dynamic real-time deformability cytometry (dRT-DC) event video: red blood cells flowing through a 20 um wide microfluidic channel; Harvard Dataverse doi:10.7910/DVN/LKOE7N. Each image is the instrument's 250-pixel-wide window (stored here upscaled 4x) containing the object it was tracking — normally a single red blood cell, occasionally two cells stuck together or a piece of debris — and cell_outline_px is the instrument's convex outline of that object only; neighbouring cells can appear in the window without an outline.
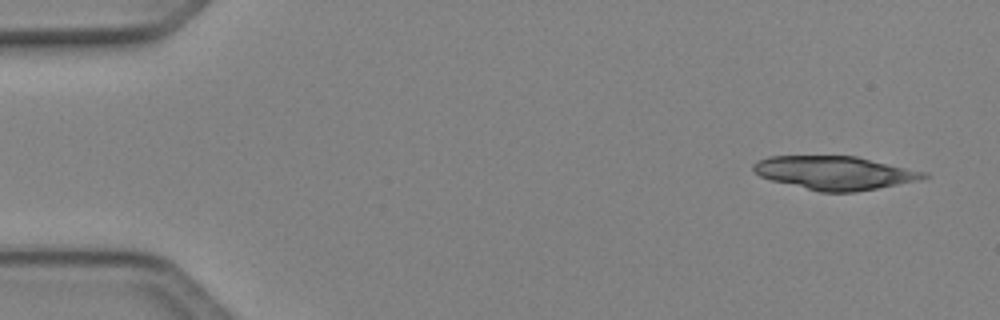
{"species": "Egyptian fruit bat (a non-hibernating species)", "species_latin": "Rousettus aegyptiacus", "temperature_condition": "cold", "stored_images_in_passage": 5, "camera_frame_rate_fps": 3000, "um_per_image_px": 0.085, "animal": {"sex": "female"}, "frame": {"image": 1, "passage_image": 1, "time_ms": 0.0, "image_size_px": [1000, 320], "cell_outline_px": [[928, 176], [896, 184], [856, 192], [820, 192], [772, 180], [760, 176], [752, 168], [752, 164], [756, 160], [768, 156], [856, 156], [928, 172]], "centroid_in_image_um": [70.89, 14.68], "position_along_channel_um": 14.1, "area_um2": 32.89}}